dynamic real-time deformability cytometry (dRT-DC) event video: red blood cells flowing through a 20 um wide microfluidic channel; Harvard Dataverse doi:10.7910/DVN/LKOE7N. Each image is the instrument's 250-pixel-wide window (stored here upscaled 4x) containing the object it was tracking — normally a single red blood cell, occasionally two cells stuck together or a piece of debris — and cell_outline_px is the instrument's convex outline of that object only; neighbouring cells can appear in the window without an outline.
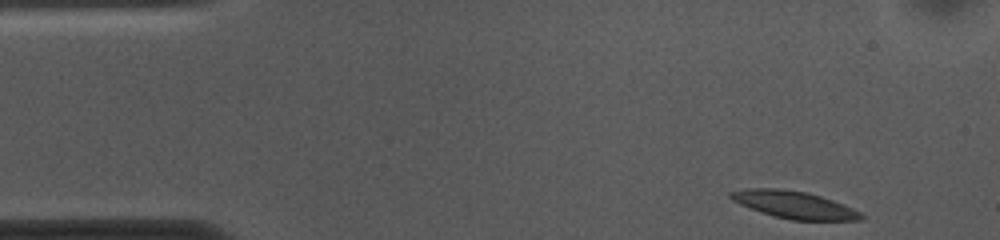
{"species": "common noctule bat (a hibernating species)", "species_latin": "Nyctalus noctula", "temperature_condition": "cold", "stored_images_in_passage": 52, "camera_frame_rate_fps": 3000, "um_per_image_px": 0.085, "animal": {"sex": "female", "body_mass_g": 10.0, "forearm_length_mm": 53.1}, "frame": {"image": 1, "passage_image": 1, "time_ms": 0.0, "image_size_px": [1000, 240], "cell_outline_px": [[864, 216], [860, 220], [792, 220], [776, 216], [740, 204], [732, 200], [728, 196], [728, 192], [744, 188], [776, 188], [804, 192], [820, 196], [832, 200], [852, 208], [860, 212]], "centroid_in_image_um": [67.47, 17.39], "position_along_channel_um": 17.5, "area_um2": 20.35}}
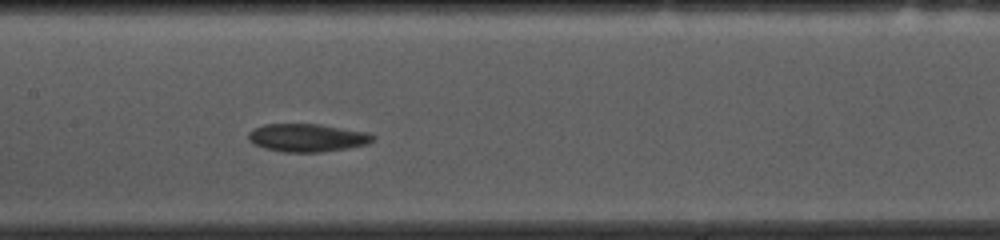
{"frame": {"image": 2, "passage_image": 22, "time_ms": 7.0, "image_size_px": [1000, 240], "cell_outline_px": [[376, 136], [368, 144], [348, 148], [320, 152], [284, 152], [264, 148], [252, 144], [248, 140], [248, 132], [264, 124], [320, 124], [368, 132]], "centroid_in_image_um": [26.11, 11.71], "position_along_channel_um": 181.3, "area_um2": 20.4}}
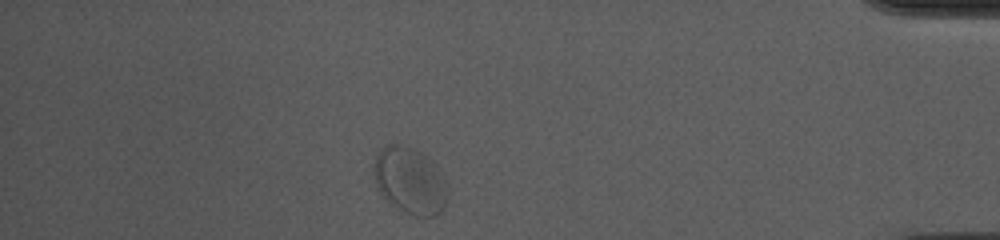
{"frame": {"image": 3, "passage_image": 45, "time_ms": 14.667, "image_size_px": [1000, 240], "cell_outline_px": [[448, 200], [440, 212], [432, 216], [416, 216], [404, 212], [388, 200], [384, 196], [376, 184], [372, 172], [372, 164], [376, 156], [388, 144], [400, 144], [424, 152], [440, 168], [448, 184]], "centroid_in_image_um": [34.89, 15.33], "position_along_channel_um": 400.3, "area_um2": 29.02}, "authors_computed_cell_mechanics": {"area_um2": 20.4034, "velocity_mm_per_s": 3.4567, "shape_relaxation_time_tau1_ms": 5.8116, "shape_relaxation_time_tau2_ms": null, "deformation_change_tau1": 0.1207, "deformation_change_tau2": null}}